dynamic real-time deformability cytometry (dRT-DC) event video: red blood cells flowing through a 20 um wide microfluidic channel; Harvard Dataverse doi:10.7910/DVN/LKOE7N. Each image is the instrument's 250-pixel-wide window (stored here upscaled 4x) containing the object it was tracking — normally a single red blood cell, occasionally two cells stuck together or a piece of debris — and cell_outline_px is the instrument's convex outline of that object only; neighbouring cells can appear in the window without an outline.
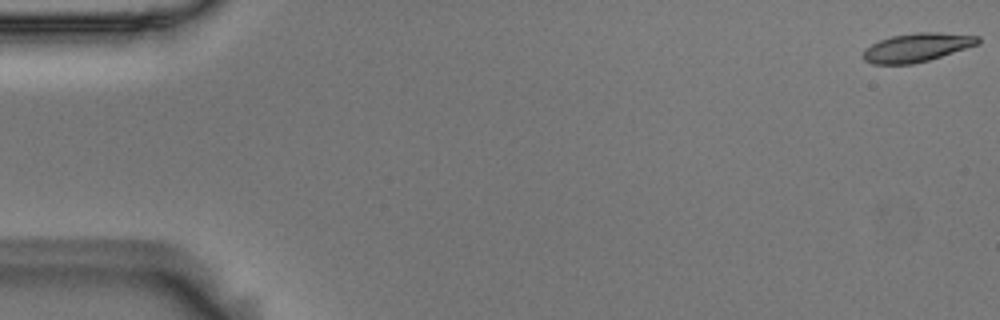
{"species": "Egyptian fruit bat (a non-hibernating species)", "species_latin": "Rousettus aegyptiacus", "temperature_condition": "room temperature", "stored_images_in_passage": 6, "camera_frame_rate_fps": 3000, "um_per_image_px": 0.085, "animal": {"sex": "male"}, "frame": {"image": 1, "passage_image": 1, "time_ms": 0.0, "image_size_px": [1000, 320], "cell_outline_px": [[980, 44], [928, 60], [912, 64], [872, 64], [864, 60], [860, 56], [864, 48], [880, 40], [892, 36], [916, 32], [936, 32], [980, 36]], "centroid_in_image_um": [77.91, 4.03], "position_along_channel_um": 7.1, "area_um2": 19.25}}
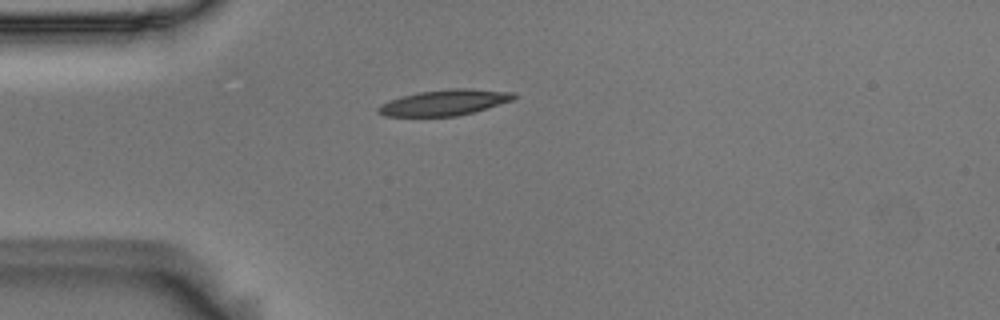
{"frame": {"image": 2, "passage_image": 5, "time_ms": 1.333, "image_size_px": [1000, 320], "cell_outline_px": [[516, 100], [476, 112], [456, 116], [384, 116], [376, 112], [376, 108], [380, 104], [388, 100], [400, 96], [420, 92], [448, 88], [468, 88], [516, 92]], "centroid_in_image_um": [37.82, 8.71], "position_along_channel_um": 47.2, "area_um2": 20.87}}